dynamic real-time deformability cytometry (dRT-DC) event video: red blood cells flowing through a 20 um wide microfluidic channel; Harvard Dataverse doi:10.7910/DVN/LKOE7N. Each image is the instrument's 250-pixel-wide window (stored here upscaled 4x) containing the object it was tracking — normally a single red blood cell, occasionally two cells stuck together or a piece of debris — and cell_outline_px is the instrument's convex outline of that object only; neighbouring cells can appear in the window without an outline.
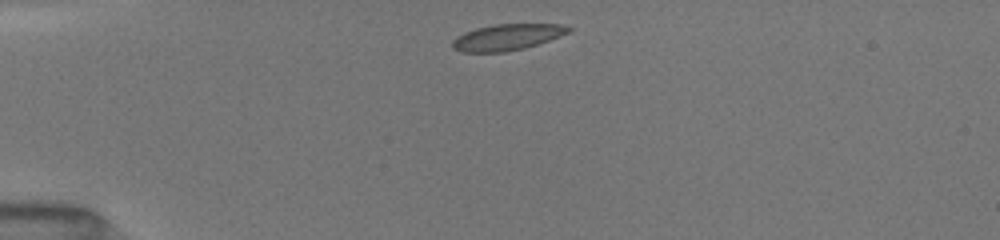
{"species": "common noctule bat (a hibernating species)", "species_latin": "Nyctalus noctula", "temperature_condition": "room temperature", "stored_images_in_passage": 3, "camera_frame_rate_fps": 3000, "um_per_image_px": 0.085, "animal": {"sex": "female", "body_mass_g": 19.5, "forearm_length_mm": 54.1}, "frame": {"image": 1, "passage_image": 1, "time_ms": 0.0, "image_size_px": [1000, 240], "cell_outline_px": [[572, 28], [568, 32], [548, 40], [524, 48], [504, 52], [460, 52], [452, 48], [452, 40], [456, 36], [464, 32], [476, 28], [496, 24], [560, 24]], "centroid_in_image_um": [43.03, 3.16], "position_along_channel_um": 42.0, "area_um2": 17.57}}